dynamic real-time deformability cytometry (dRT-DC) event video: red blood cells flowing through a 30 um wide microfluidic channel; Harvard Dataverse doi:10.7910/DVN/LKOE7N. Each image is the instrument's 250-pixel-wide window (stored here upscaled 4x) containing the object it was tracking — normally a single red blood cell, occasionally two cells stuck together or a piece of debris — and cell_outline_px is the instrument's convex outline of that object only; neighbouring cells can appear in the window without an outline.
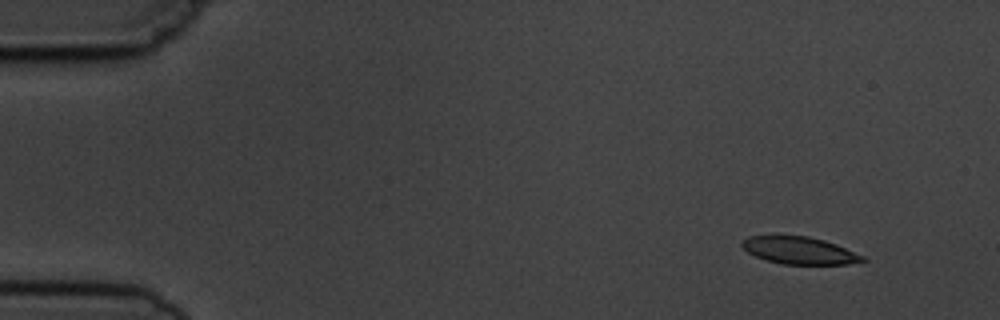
{"species": "common noctule bat (a hibernating species)", "species_latin": "Nyctalus noctula", "temperature_condition": "cold", "stored_images_in_passage": 4, "camera_frame_rate_fps": 3000, "um_per_image_px": 0.085, "animal": {"sex": "male", "body_mass_g": 19.5, "forearm_length_mm": 54.6}, "frame": {"image": 1, "passage_image": 1, "time_ms": 0.0, "image_size_px": [1000, 320], "cell_outline_px": [[868, 260], [848, 264], [780, 264], [756, 256], [748, 252], [740, 244], [740, 240], [748, 236], [808, 236], [824, 240], [836, 244], [864, 256]], "centroid_in_image_um": [67.95, 21.29], "position_along_channel_um": 17.1, "area_um2": 19.07}}
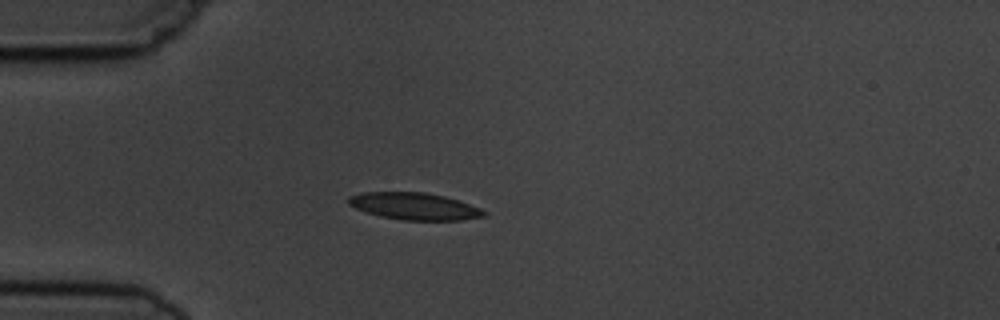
{"frame": {"image": 2, "passage_image": 4, "time_ms": 3.333, "image_size_px": [1000, 320], "cell_outline_px": [[488, 212], [484, 216], [460, 220], [400, 220], [380, 216], [356, 208], [348, 204], [348, 196], [364, 192], [424, 192], [444, 196], [460, 200], [480, 208]], "centroid_in_image_um": [35.24, 17.53], "position_along_channel_um": 49.8, "area_um2": 21.33}}